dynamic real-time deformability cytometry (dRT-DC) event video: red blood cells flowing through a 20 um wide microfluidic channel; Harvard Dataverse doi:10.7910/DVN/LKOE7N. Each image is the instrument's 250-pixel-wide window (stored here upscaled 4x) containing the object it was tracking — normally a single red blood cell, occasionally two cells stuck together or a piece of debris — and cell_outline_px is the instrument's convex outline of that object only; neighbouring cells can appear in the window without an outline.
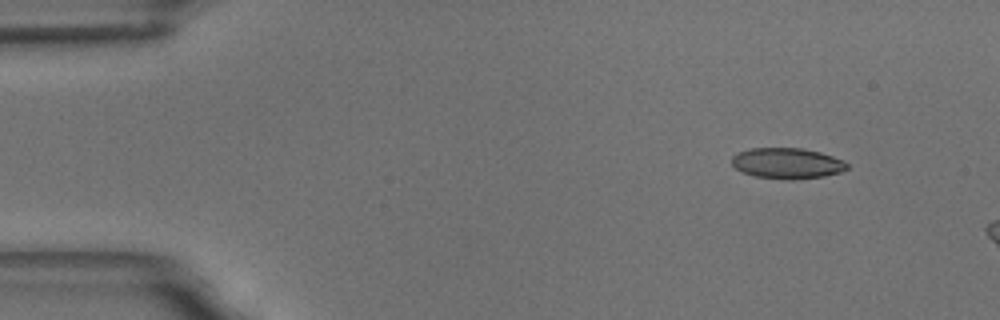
{"species": "common noctule bat (a hibernating species)", "species_latin": "Nyctalus noctula", "temperature_condition": "room temperature", "stored_images_in_passage": 4, "camera_frame_rate_fps": 3000, "um_per_image_px": 0.085, "animal": {"sex": "male", "body_mass_g": 18.8}, "frame": {"image": 1, "passage_image": 1, "time_ms": 0.0, "image_size_px": [1000, 320], "cell_outline_px": [[848, 168], [840, 172], [824, 176], [792, 180], [788, 180], [756, 176], [744, 172], [736, 168], [732, 164], [732, 156], [736, 152], [752, 148], [800, 148], [820, 152], [844, 160], [848, 164]], "centroid_in_image_um": [66.91, 13.87], "position_along_channel_um": 18.1, "area_um2": 20.63}}